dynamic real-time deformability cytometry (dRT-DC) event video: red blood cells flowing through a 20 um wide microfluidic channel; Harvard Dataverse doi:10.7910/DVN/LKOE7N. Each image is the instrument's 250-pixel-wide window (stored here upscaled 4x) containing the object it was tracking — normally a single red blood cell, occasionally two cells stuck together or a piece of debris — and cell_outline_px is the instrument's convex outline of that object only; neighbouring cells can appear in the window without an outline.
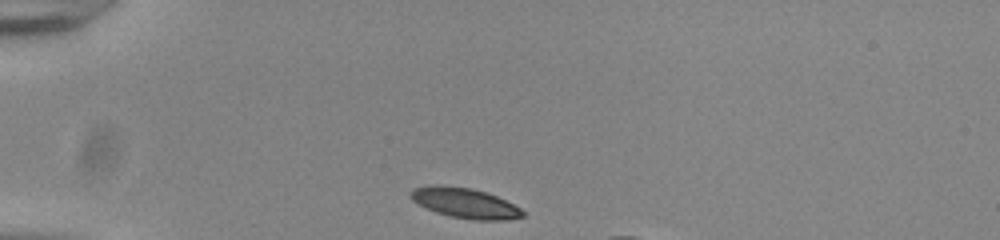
{"species": "common noctule bat (a hibernating species)", "species_latin": "Nyctalus noctula", "temperature_condition": "room temperature", "stored_images_in_passage": 7, "camera_frame_rate_fps": 3000, "um_per_image_px": 0.085, "animal": {"sex": "male", "body_mass_g": 20.0, "forearm_length_mm": 53.3}, "frame": {"image": 1, "passage_image": 1, "time_ms": 0.0, "image_size_px": [1000, 240], "cell_outline_px": [[524, 216], [508, 220], [472, 220], [452, 216], [436, 212], [412, 200], [408, 196], [416, 188], [468, 188], [484, 192], [496, 196], [520, 208], [524, 212]], "centroid_in_image_um": [39.62, 17.32], "position_along_channel_um": 45.4, "area_um2": 18.5}}